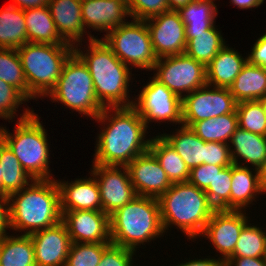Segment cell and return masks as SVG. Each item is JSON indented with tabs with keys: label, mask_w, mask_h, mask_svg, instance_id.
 <instances>
[{
	"label": "cell",
	"mask_w": 266,
	"mask_h": 266,
	"mask_svg": "<svg viewBox=\"0 0 266 266\" xmlns=\"http://www.w3.org/2000/svg\"><path fill=\"white\" fill-rule=\"evenodd\" d=\"M228 89L237 102L266 97V68L247 62Z\"/></svg>",
	"instance_id": "484cf974"
},
{
	"label": "cell",
	"mask_w": 266,
	"mask_h": 266,
	"mask_svg": "<svg viewBox=\"0 0 266 266\" xmlns=\"http://www.w3.org/2000/svg\"><path fill=\"white\" fill-rule=\"evenodd\" d=\"M259 172V182L264 194H266V160L265 162L258 168Z\"/></svg>",
	"instance_id": "f5cc1de1"
},
{
	"label": "cell",
	"mask_w": 266,
	"mask_h": 266,
	"mask_svg": "<svg viewBox=\"0 0 266 266\" xmlns=\"http://www.w3.org/2000/svg\"><path fill=\"white\" fill-rule=\"evenodd\" d=\"M205 164L230 166L233 164L229 144L205 142Z\"/></svg>",
	"instance_id": "7bdbcfd3"
},
{
	"label": "cell",
	"mask_w": 266,
	"mask_h": 266,
	"mask_svg": "<svg viewBox=\"0 0 266 266\" xmlns=\"http://www.w3.org/2000/svg\"><path fill=\"white\" fill-rule=\"evenodd\" d=\"M263 227L250 221L239 234L234 252L231 257L264 258L266 251V231Z\"/></svg>",
	"instance_id": "e575fe53"
},
{
	"label": "cell",
	"mask_w": 266,
	"mask_h": 266,
	"mask_svg": "<svg viewBox=\"0 0 266 266\" xmlns=\"http://www.w3.org/2000/svg\"><path fill=\"white\" fill-rule=\"evenodd\" d=\"M263 106L264 112L266 114V97L259 100Z\"/></svg>",
	"instance_id": "db71d44e"
},
{
	"label": "cell",
	"mask_w": 266,
	"mask_h": 266,
	"mask_svg": "<svg viewBox=\"0 0 266 266\" xmlns=\"http://www.w3.org/2000/svg\"><path fill=\"white\" fill-rule=\"evenodd\" d=\"M28 42L70 44L58 33L48 6L24 10Z\"/></svg>",
	"instance_id": "d4e9b609"
},
{
	"label": "cell",
	"mask_w": 266,
	"mask_h": 266,
	"mask_svg": "<svg viewBox=\"0 0 266 266\" xmlns=\"http://www.w3.org/2000/svg\"><path fill=\"white\" fill-rule=\"evenodd\" d=\"M229 148L233 164L236 165H252L251 168L258 169L266 160V136L239 127L230 139Z\"/></svg>",
	"instance_id": "603a6c76"
},
{
	"label": "cell",
	"mask_w": 266,
	"mask_h": 266,
	"mask_svg": "<svg viewBox=\"0 0 266 266\" xmlns=\"http://www.w3.org/2000/svg\"><path fill=\"white\" fill-rule=\"evenodd\" d=\"M250 221L243 210H215L200 236L209 239L224 263L232 256L239 234Z\"/></svg>",
	"instance_id": "5bb4252c"
},
{
	"label": "cell",
	"mask_w": 266,
	"mask_h": 266,
	"mask_svg": "<svg viewBox=\"0 0 266 266\" xmlns=\"http://www.w3.org/2000/svg\"><path fill=\"white\" fill-rule=\"evenodd\" d=\"M0 165L2 171V194H10L27 187L34 178L27 173L14 153L0 139Z\"/></svg>",
	"instance_id": "1f68e13d"
},
{
	"label": "cell",
	"mask_w": 266,
	"mask_h": 266,
	"mask_svg": "<svg viewBox=\"0 0 266 266\" xmlns=\"http://www.w3.org/2000/svg\"><path fill=\"white\" fill-rule=\"evenodd\" d=\"M133 107L143 118L147 128L151 122L182 125V99L169 90L154 76L142 86L137 98H133Z\"/></svg>",
	"instance_id": "8fae6325"
},
{
	"label": "cell",
	"mask_w": 266,
	"mask_h": 266,
	"mask_svg": "<svg viewBox=\"0 0 266 266\" xmlns=\"http://www.w3.org/2000/svg\"><path fill=\"white\" fill-rule=\"evenodd\" d=\"M135 251L111 244L101 257L98 266H134Z\"/></svg>",
	"instance_id": "b9f144b4"
},
{
	"label": "cell",
	"mask_w": 266,
	"mask_h": 266,
	"mask_svg": "<svg viewBox=\"0 0 266 266\" xmlns=\"http://www.w3.org/2000/svg\"><path fill=\"white\" fill-rule=\"evenodd\" d=\"M226 44L206 66L207 85L229 88L248 62L236 49Z\"/></svg>",
	"instance_id": "7402d4cb"
},
{
	"label": "cell",
	"mask_w": 266,
	"mask_h": 266,
	"mask_svg": "<svg viewBox=\"0 0 266 266\" xmlns=\"http://www.w3.org/2000/svg\"><path fill=\"white\" fill-rule=\"evenodd\" d=\"M30 100L48 97L55 88L64 63L74 52L72 44L28 42L17 49Z\"/></svg>",
	"instance_id": "52a82bcc"
},
{
	"label": "cell",
	"mask_w": 266,
	"mask_h": 266,
	"mask_svg": "<svg viewBox=\"0 0 266 266\" xmlns=\"http://www.w3.org/2000/svg\"><path fill=\"white\" fill-rule=\"evenodd\" d=\"M62 221L72 243H111L110 216L103 211H65Z\"/></svg>",
	"instance_id": "2e32d148"
},
{
	"label": "cell",
	"mask_w": 266,
	"mask_h": 266,
	"mask_svg": "<svg viewBox=\"0 0 266 266\" xmlns=\"http://www.w3.org/2000/svg\"><path fill=\"white\" fill-rule=\"evenodd\" d=\"M0 239V266H36L30 235H8Z\"/></svg>",
	"instance_id": "4dcf8cb0"
},
{
	"label": "cell",
	"mask_w": 266,
	"mask_h": 266,
	"mask_svg": "<svg viewBox=\"0 0 266 266\" xmlns=\"http://www.w3.org/2000/svg\"><path fill=\"white\" fill-rule=\"evenodd\" d=\"M152 71L158 81L181 99L207 85L206 66L185 53L158 58Z\"/></svg>",
	"instance_id": "30bf717a"
},
{
	"label": "cell",
	"mask_w": 266,
	"mask_h": 266,
	"mask_svg": "<svg viewBox=\"0 0 266 266\" xmlns=\"http://www.w3.org/2000/svg\"><path fill=\"white\" fill-rule=\"evenodd\" d=\"M231 183L230 210L245 211L247 207H252L250 204H254L257 195L264 194L256 168L232 164Z\"/></svg>",
	"instance_id": "cb8c5ba5"
},
{
	"label": "cell",
	"mask_w": 266,
	"mask_h": 266,
	"mask_svg": "<svg viewBox=\"0 0 266 266\" xmlns=\"http://www.w3.org/2000/svg\"><path fill=\"white\" fill-rule=\"evenodd\" d=\"M148 26L152 48L157 58L183 54L186 49L185 24L180 14L168 10L145 20Z\"/></svg>",
	"instance_id": "9a60e30c"
},
{
	"label": "cell",
	"mask_w": 266,
	"mask_h": 266,
	"mask_svg": "<svg viewBox=\"0 0 266 266\" xmlns=\"http://www.w3.org/2000/svg\"><path fill=\"white\" fill-rule=\"evenodd\" d=\"M10 230L30 235L62 221L56 179H34L8 196Z\"/></svg>",
	"instance_id": "3957f363"
},
{
	"label": "cell",
	"mask_w": 266,
	"mask_h": 266,
	"mask_svg": "<svg viewBox=\"0 0 266 266\" xmlns=\"http://www.w3.org/2000/svg\"><path fill=\"white\" fill-rule=\"evenodd\" d=\"M248 53V62L266 68V32L260 36Z\"/></svg>",
	"instance_id": "f6af8a7d"
},
{
	"label": "cell",
	"mask_w": 266,
	"mask_h": 266,
	"mask_svg": "<svg viewBox=\"0 0 266 266\" xmlns=\"http://www.w3.org/2000/svg\"><path fill=\"white\" fill-rule=\"evenodd\" d=\"M9 5L18 7L22 10L48 6L50 0H11Z\"/></svg>",
	"instance_id": "681fc988"
},
{
	"label": "cell",
	"mask_w": 266,
	"mask_h": 266,
	"mask_svg": "<svg viewBox=\"0 0 266 266\" xmlns=\"http://www.w3.org/2000/svg\"><path fill=\"white\" fill-rule=\"evenodd\" d=\"M82 0H50L48 8L59 35L67 42L83 46L85 35L88 40L97 39L98 36L86 34L82 21ZM84 36V38H83ZM81 43V44H80Z\"/></svg>",
	"instance_id": "44dd1931"
},
{
	"label": "cell",
	"mask_w": 266,
	"mask_h": 266,
	"mask_svg": "<svg viewBox=\"0 0 266 266\" xmlns=\"http://www.w3.org/2000/svg\"><path fill=\"white\" fill-rule=\"evenodd\" d=\"M126 167L137 195L158 199L173 184L149 150L137 156Z\"/></svg>",
	"instance_id": "e0dca14e"
},
{
	"label": "cell",
	"mask_w": 266,
	"mask_h": 266,
	"mask_svg": "<svg viewBox=\"0 0 266 266\" xmlns=\"http://www.w3.org/2000/svg\"><path fill=\"white\" fill-rule=\"evenodd\" d=\"M149 151L156 157L172 183L189 180L190 169L176 150L160 134L151 138Z\"/></svg>",
	"instance_id": "f1b7e54d"
},
{
	"label": "cell",
	"mask_w": 266,
	"mask_h": 266,
	"mask_svg": "<svg viewBox=\"0 0 266 266\" xmlns=\"http://www.w3.org/2000/svg\"><path fill=\"white\" fill-rule=\"evenodd\" d=\"M184 262V263H183ZM176 266H225V263L219 258H212L211 256H207V258L201 257V259H193L189 261H183ZM175 266V265H174Z\"/></svg>",
	"instance_id": "c3c4849f"
},
{
	"label": "cell",
	"mask_w": 266,
	"mask_h": 266,
	"mask_svg": "<svg viewBox=\"0 0 266 266\" xmlns=\"http://www.w3.org/2000/svg\"><path fill=\"white\" fill-rule=\"evenodd\" d=\"M237 103L228 88L205 85L182 99V125L233 113Z\"/></svg>",
	"instance_id": "7c38bea8"
},
{
	"label": "cell",
	"mask_w": 266,
	"mask_h": 266,
	"mask_svg": "<svg viewBox=\"0 0 266 266\" xmlns=\"http://www.w3.org/2000/svg\"><path fill=\"white\" fill-rule=\"evenodd\" d=\"M94 120L104 126L96 138L93 164L127 166L149 150L148 128L133 106L105 107Z\"/></svg>",
	"instance_id": "6da1fadb"
},
{
	"label": "cell",
	"mask_w": 266,
	"mask_h": 266,
	"mask_svg": "<svg viewBox=\"0 0 266 266\" xmlns=\"http://www.w3.org/2000/svg\"><path fill=\"white\" fill-rule=\"evenodd\" d=\"M87 41L89 44L84 45L87 49L74 45V52L89 69L98 101L104 107L133 106L129 93V83L134 80L132 69L122 63L102 39Z\"/></svg>",
	"instance_id": "7a4b0ae2"
},
{
	"label": "cell",
	"mask_w": 266,
	"mask_h": 266,
	"mask_svg": "<svg viewBox=\"0 0 266 266\" xmlns=\"http://www.w3.org/2000/svg\"><path fill=\"white\" fill-rule=\"evenodd\" d=\"M163 233L157 198L137 195L110 215V237L114 245L137 252L141 245L164 236Z\"/></svg>",
	"instance_id": "5b68a950"
},
{
	"label": "cell",
	"mask_w": 266,
	"mask_h": 266,
	"mask_svg": "<svg viewBox=\"0 0 266 266\" xmlns=\"http://www.w3.org/2000/svg\"><path fill=\"white\" fill-rule=\"evenodd\" d=\"M219 28L214 25L205 33L194 34L187 40L185 54L207 66L217 53L226 45Z\"/></svg>",
	"instance_id": "836d02e7"
},
{
	"label": "cell",
	"mask_w": 266,
	"mask_h": 266,
	"mask_svg": "<svg viewBox=\"0 0 266 266\" xmlns=\"http://www.w3.org/2000/svg\"><path fill=\"white\" fill-rule=\"evenodd\" d=\"M130 18L147 20L169 10L167 0H127Z\"/></svg>",
	"instance_id": "60d3db41"
},
{
	"label": "cell",
	"mask_w": 266,
	"mask_h": 266,
	"mask_svg": "<svg viewBox=\"0 0 266 266\" xmlns=\"http://www.w3.org/2000/svg\"><path fill=\"white\" fill-rule=\"evenodd\" d=\"M164 234L176 226L188 239L200 238L206 224L216 210L204 190L187 182L173 183L158 198Z\"/></svg>",
	"instance_id": "277c9868"
},
{
	"label": "cell",
	"mask_w": 266,
	"mask_h": 266,
	"mask_svg": "<svg viewBox=\"0 0 266 266\" xmlns=\"http://www.w3.org/2000/svg\"><path fill=\"white\" fill-rule=\"evenodd\" d=\"M193 0H167L169 10L178 11L180 8L185 7L189 2Z\"/></svg>",
	"instance_id": "816d5d0a"
},
{
	"label": "cell",
	"mask_w": 266,
	"mask_h": 266,
	"mask_svg": "<svg viewBox=\"0 0 266 266\" xmlns=\"http://www.w3.org/2000/svg\"><path fill=\"white\" fill-rule=\"evenodd\" d=\"M1 165H0V194H2V171H1Z\"/></svg>",
	"instance_id": "11a10c76"
},
{
	"label": "cell",
	"mask_w": 266,
	"mask_h": 266,
	"mask_svg": "<svg viewBox=\"0 0 266 266\" xmlns=\"http://www.w3.org/2000/svg\"><path fill=\"white\" fill-rule=\"evenodd\" d=\"M230 4L236 5L239 9L258 8L264 3V0H230Z\"/></svg>",
	"instance_id": "f907efd6"
},
{
	"label": "cell",
	"mask_w": 266,
	"mask_h": 266,
	"mask_svg": "<svg viewBox=\"0 0 266 266\" xmlns=\"http://www.w3.org/2000/svg\"><path fill=\"white\" fill-rule=\"evenodd\" d=\"M0 79L17 88L30 100V91L17 49L0 48Z\"/></svg>",
	"instance_id": "d590c367"
},
{
	"label": "cell",
	"mask_w": 266,
	"mask_h": 266,
	"mask_svg": "<svg viewBox=\"0 0 266 266\" xmlns=\"http://www.w3.org/2000/svg\"><path fill=\"white\" fill-rule=\"evenodd\" d=\"M225 266H266L264 258L230 257Z\"/></svg>",
	"instance_id": "7dc6e473"
},
{
	"label": "cell",
	"mask_w": 266,
	"mask_h": 266,
	"mask_svg": "<svg viewBox=\"0 0 266 266\" xmlns=\"http://www.w3.org/2000/svg\"><path fill=\"white\" fill-rule=\"evenodd\" d=\"M216 0H193L178 10L185 24L186 40L194 38V34L205 33L216 23L218 15Z\"/></svg>",
	"instance_id": "4316f807"
},
{
	"label": "cell",
	"mask_w": 266,
	"mask_h": 266,
	"mask_svg": "<svg viewBox=\"0 0 266 266\" xmlns=\"http://www.w3.org/2000/svg\"><path fill=\"white\" fill-rule=\"evenodd\" d=\"M190 128L204 142L229 144L232 135L238 128L237 112L195 122Z\"/></svg>",
	"instance_id": "d6a6232c"
},
{
	"label": "cell",
	"mask_w": 266,
	"mask_h": 266,
	"mask_svg": "<svg viewBox=\"0 0 266 266\" xmlns=\"http://www.w3.org/2000/svg\"><path fill=\"white\" fill-rule=\"evenodd\" d=\"M99 187L102 211L109 216L137 196L126 166L92 164Z\"/></svg>",
	"instance_id": "4fadbf2b"
},
{
	"label": "cell",
	"mask_w": 266,
	"mask_h": 266,
	"mask_svg": "<svg viewBox=\"0 0 266 266\" xmlns=\"http://www.w3.org/2000/svg\"><path fill=\"white\" fill-rule=\"evenodd\" d=\"M112 243H71L65 266H98Z\"/></svg>",
	"instance_id": "74e56055"
},
{
	"label": "cell",
	"mask_w": 266,
	"mask_h": 266,
	"mask_svg": "<svg viewBox=\"0 0 266 266\" xmlns=\"http://www.w3.org/2000/svg\"><path fill=\"white\" fill-rule=\"evenodd\" d=\"M90 176L89 178L87 176L85 178H77L74 181L56 180L60 193L62 214L65 211L74 210L102 211L101 195L97 180L92 174Z\"/></svg>",
	"instance_id": "ffe728a7"
},
{
	"label": "cell",
	"mask_w": 266,
	"mask_h": 266,
	"mask_svg": "<svg viewBox=\"0 0 266 266\" xmlns=\"http://www.w3.org/2000/svg\"><path fill=\"white\" fill-rule=\"evenodd\" d=\"M51 102H61L71 111L97 118L105 108L97 99L87 65L73 52L64 63L55 88L48 94Z\"/></svg>",
	"instance_id": "ba28073f"
},
{
	"label": "cell",
	"mask_w": 266,
	"mask_h": 266,
	"mask_svg": "<svg viewBox=\"0 0 266 266\" xmlns=\"http://www.w3.org/2000/svg\"><path fill=\"white\" fill-rule=\"evenodd\" d=\"M38 114L25 108L15 123L14 133L0 126V139L34 179H55L50 171V148L47 132Z\"/></svg>",
	"instance_id": "8992f818"
},
{
	"label": "cell",
	"mask_w": 266,
	"mask_h": 266,
	"mask_svg": "<svg viewBox=\"0 0 266 266\" xmlns=\"http://www.w3.org/2000/svg\"><path fill=\"white\" fill-rule=\"evenodd\" d=\"M28 43L24 10L4 5L0 8V48L18 49Z\"/></svg>",
	"instance_id": "f546056e"
},
{
	"label": "cell",
	"mask_w": 266,
	"mask_h": 266,
	"mask_svg": "<svg viewBox=\"0 0 266 266\" xmlns=\"http://www.w3.org/2000/svg\"><path fill=\"white\" fill-rule=\"evenodd\" d=\"M232 165L224 167L205 190L209 202L216 210H230Z\"/></svg>",
	"instance_id": "f35d334b"
},
{
	"label": "cell",
	"mask_w": 266,
	"mask_h": 266,
	"mask_svg": "<svg viewBox=\"0 0 266 266\" xmlns=\"http://www.w3.org/2000/svg\"><path fill=\"white\" fill-rule=\"evenodd\" d=\"M10 231L8 196L0 194V239Z\"/></svg>",
	"instance_id": "bcb514c9"
},
{
	"label": "cell",
	"mask_w": 266,
	"mask_h": 266,
	"mask_svg": "<svg viewBox=\"0 0 266 266\" xmlns=\"http://www.w3.org/2000/svg\"><path fill=\"white\" fill-rule=\"evenodd\" d=\"M115 56L129 68L154 69L157 57L152 48L146 21L135 20L119 25L101 38Z\"/></svg>",
	"instance_id": "9c48e42d"
},
{
	"label": "cell",
	"mask_w": 266,
	"mask_h": 266,
	"mask_svg": "<svg viewBox=\"0 0 266 266\" xmlns=\"http://www.w3.org/2000/svg\"><path fill=\"white\" fill-rule=\"evenodd\" d=\"M173 133L160 135L176 150L190 170L205 164V142L190 127L178 126Z\"/></svg>",
	"instance_id": "83f0119b"
},
{
	"label": "cell",
	"mask_w": 266,
	"mask_h": 266,
	"mask_svg": "<svg viewBox=\"0 0 266 266\" xmlns=\"http://www.w3.org/2000/svg\"><path fill=\"white\" fill-rule=\"evenodd\" d=\"M24 102V103H23ZM30 102L17 88L0 79V118L13 122L19 105ZM16 114V115H15Z\"/></svg>",
	"instance_id": "ab89813d"
},
{
	"label": "cell",
	"mask_w": 266,
	"mask_h": 266,
	"mask_svg": "<svg viewBox=\"0 0 266 266\" xmlns=\"http://www.w3.org/2000/svg\"><path fill=\"white\" fill-rule=\"evenodd\" d=\"M82 21L84 29L106 34L121 24L127 23L130 16L127 0H82ZM91 27V28H90Z\"/></svg>",
	"instance_id": "d6986e66"
},
{
	"label": "cell",
	"mask_w": 266,
	"mask_h": 266,
	"mask_svg": "<svg viewBox=\"0 0 266 266\" xmlns=\"http://www.w3.org/2000/svg\"><path fill=\"white\" fill-rule=\"evenodd\" d=\"M236 112L240 129L266 136V114L259 100L238 102Z\"/></svg>",
	"instance_id": "8d00e7d4"
},
{
	"label": "cell",
	"mask_w": 266,
	"mask_h": 266,
	"mask_svg": "<svg viewBox=\"0 0 266 266\" xmlns=\"http://www.w3.org/2000/svg\"><path fill=\"white\" fill-rule=\"evenodd\" d=\"M223 166L201 164L190 170L189 182L201 190H206Z\"/></svg>",
	"instance_id": "ee69618b"
},
{
	"label": "cell",
	"mask_w": 266,
	"mask_h": 266,
	"mask_svg": "<svg viewBox=\"0 0 266 266\" xmlns=\"http://www.w3.org/2000/svg\"><path fill=\"white\" fill-rule=\"evenodd\" d=\"M36 266H65L71 239L63 221L30 234Z\"/></svg>",
	"instance_id": "ac0fdd59"
}]
</instances>
